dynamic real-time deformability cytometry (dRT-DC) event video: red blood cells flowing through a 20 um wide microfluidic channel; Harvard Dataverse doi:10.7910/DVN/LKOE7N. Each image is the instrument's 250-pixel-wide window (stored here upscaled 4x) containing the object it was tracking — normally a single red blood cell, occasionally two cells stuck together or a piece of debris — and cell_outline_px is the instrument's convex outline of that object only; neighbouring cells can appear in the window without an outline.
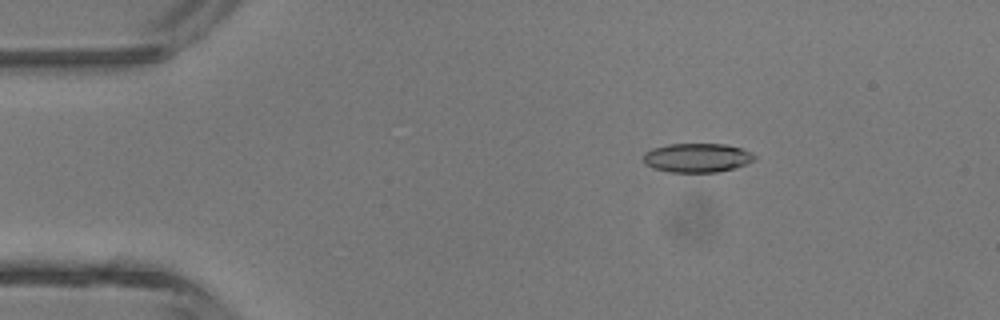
{"species": "common noctule bat (a hibernating species)", "species_latin": "Nyctalus noctula", "temperature_condition": "room temperature", "stored_images_in_passage": 5, "camera_frame_rate_fps": 3000, "um_per_image_px": 0.085, "animal": {"sex": "male", "body_mass_g": 13.3}, "frame": {"image": 1, "passage_image": 2, "time_ms": 1.0, "image_size_px": [1000, 320], "cell_outline_px": [[756, 160], [732, 168], [716, 172], [668, 172], [644, 164], [644, 152], [652, 148], [668, 144], [724, 144], [740, 148], [752, 152], [756, 156]], "centroid_in_image_um": [59.24, 13.4], "position_along_channel_um": 25.8, "area_um2": 18.73}}
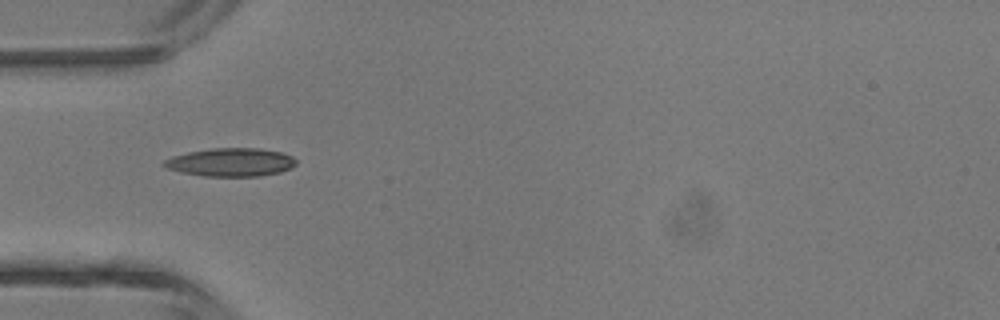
{"frame": {"image": 2, "passage_image": 4, "time_ms": 3.333, "image_size_px": [1000, 320], "cell_outline_px": [[296, 164], [280, 172], [260, 176], [204, 176], [180, 172], [168, 168], [160, 164], [164, 160], [172, 156], [188, 152], [212, 148], [260, 148], [280, 152], [292, 156], [296, 160]], "centroid_in_image_um": [19.59, 13.79], "position_along_channel_um": 65.4, "area_um2": 21.73}}
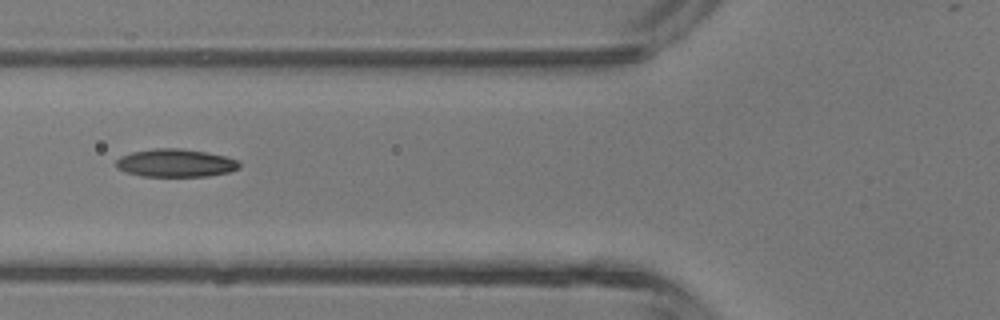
{"frame": {"image": 3, "passage_image": 5, "time_ms": 4.333, "image_size_px": [1000, 320], "cell_outline_px": [[240, 168], [228, 172], [208, 176], [140, 176], [124, 172], [116, 168], [116, 160], [120, 156], [132, 152], [156, 148], [180, 148], [204, 152], [224, 156], [236, 160], [240, 164]], "centroid_in_image_um": [14.87, 13.86], "position_along_channel_um": 110.9, "area_um2": 20.06}}